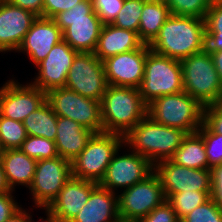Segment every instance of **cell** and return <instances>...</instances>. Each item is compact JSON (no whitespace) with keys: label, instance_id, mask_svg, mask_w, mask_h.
<instances>
[{"label":"cell","instance_id":"obj_44","mask_svg":"<svg viewBox=\"0 0 222 222\" xmlns=\"http://www.w3.org/2000/svg\"><path fill=\"white\" fill-rule=\"evenodd\" d=\"M6 222H29V214L21 207Z\"/></svg>","mask_w":222,"mask_h":222},{"label":"cell","instance_id":"obj_46","mask_svg":"<svg viewBox=\"0 0 222 222\" xmlns=\"http://www.w3.org/2000/svg\"><path fill=\"white\" fill-rule=\"evenodd\" d=\"M47 212V219H45L44 222H62L52 211H50L48 208H43ZM34 222V220L31 219V216L29 214V222ZM39 222V221H38Z\"/></svg>","mask_w":222,"mask_h":222},{"label":"cell","instance_id":"obj_31","mask_svg":"<svg viewBox=\"0 0 222 222\" xmlns=\"http://www.w3.org/2000/svg\"><path fill=\"white\" fill-rule=\"evenodd\" d=\"M146 1L147 0H125L123 7L117 14L112 25L138 33L140 17Z\"/></svg>","mask_w":222,"mask_h":222},{"label":"cell","instance_id":"obj_22","mask_svg":"<svg viewBox=\"0 0 222 222\" xmlns=\"http://www.w3.org/2000/svg\"><path fill=\"white\" fill-rule=\"evenodd\" d=\"M143 45L137 32L107 24L102 26L94 54L103 62L109 57L139 49Z\"/></svg>","mask_w":222,"mask_h":222},{"label":"cell","instance_id":"obj_15","mask_svg":"<svg viewBox=\"0 0 222 222\" xmlns=\"http://www.w3.org/2000/svg\"><path fill=\"white\" fill-rule=\"evenodd\" d=\"M149 45L120 53L103 61L108 85L139 88L145 70Z\"/></svg>","mask_w":222,"mask_h":222},{"label":"cell","instance_id":"obj_34","mask_svg":"<svg viewBox=\"0 0 222 222\" xmlns=\"http://www.w3.org/2000/svg\"><path fill=\"white\" fill-rule=\"evenodd\" d=\"M197 132L204 141L209 169L222 164V135L214 133L204 122Z\"/></svg>","mask_w":222,"mask_h":222},{"label":"cell","instance_id":"obj_3","mask_svg":"<svg viewBox=\"0 0 222 222\" xmlns=\"http://www.w3.org/2000/svg\"><path fill=\"white\" fill-rule=\"evenodd\" d=\"M186 135L182 129L162 125L146 115L124 137V143L155 165L171 159Z\"/></svg>","mask_w":222,"mask_h":222},{"label":"cell","instance_id":"obj_49","mask_svg":"<svg viewBox=\"0 0 222 222\" xmlns=\"http://www.w3.org/2000/svg\"><path fill=\"white\" fill-rule=\"evenodd\" d=\"M211 3H222V0H211Z\"/></svg>","mask_w":222,"mask_h":222},{"label":"cell","instance_id":"obj_33","mask_svg":"<svg viewBox=\"0 0 222 222\" xmlns=\"http://www.w3.org/2000/svg\"><path fill=\"white\" fill-rule=\"evenodd\" d=\"M172 15L204 18L211 0H164Z\"/></svg>","mask_w":222,"mask_h":222},{"label":"cell","instance_id":"obj_25","mask_svg":"<svg viewBox=\"0 0 222 222\" xmlns=\"http://www.w3.org/2000/svg\"><path fill=\"white\" fill-rule=\"evenodd\" d=\"M169 7L164 0H147L143 5L138 36L140 40L150 45L158 36L162 25L171 16Z\"/></svg>","mask_w":222,"mask_h":222},{"label":"cell","instance_id":"obj_16","mask_svg":"<svg viewBox=\"0 0 222 222\" xmlns=\"http://www.w3.org/2000/svg\"><path fill=\"white\" fill-rule=\"evenodd\" d=\"M46 101V92L31 83L22 85L13 80L0 89V114L6 118L23 122Z\"/></svg>","mask_w":222,"mask_h":222},{"label":"cell","instance_id":"obj_7","mask_svg":"<svg viewBox=\"0 0 222 222\" xmlns=\"http://www.w3.org/2000/svg\"><path fill=\"white\" fill-rule=\"evenodd\" d=\"M124 144V136L94 133L85 149L71 162L72 177L100 183L114 154Z\"/></svg>","mask_w":222,"mask_h":222},{"label":"cell","instance_id":"obj_4","mask_svg":"<svg viewBox=\"0 0 222 222\" xmlns=\"http://www.w3.org/2000/svg\"><path fill=\"white\" fill-rule=\"evenodd\" d=\"M204 106L185 91L163 95L147 104V116L168 127L196 133L203 125Z\"/></svg>","mask_w":222,"mask_h":222},{"label":"cell","instance_id":"obj_48","mask_svg":"<svg viewBox=\"0 0 222 222\" xmlns=\"http://www.w3.org/2000/svg\"><path fill=\"white\" fill-rule=\"evenodd\" d=\"M3 152H4V149H3L1 142H0V158H1Z\"/></svg>","mask_w":222,"mask_h":222},{"label":"cell","instance_id":"obj_10","mask_svg":"<svg viewBox=\"0 0 222 222\" xmlns=\"http://www.w3.org/2000/svg\"><path fill=\"white\" fill-rule=\"evenodd\" d=\"M117 196L119 218L134 220L147 216L167 200L161 181L154 171Z\"/></svg>","mask_w":222,"mask_h":222},{"label":"cell","instance_id":"obj_24","mask_svg":"<svg viewBox=\"0 0 222 222\" xmlns=\"http://www.w3.org/2000/svg\"><path fill=\"white\" fill-rule=\"evenodd\" d=\"M0 162L6 181L12 191L16 184L25 185L29 188L34 177L37 160L30 158L17 148L4 150Z\"/></svg>","mask_w":222,"mask_h":222},{"label":"cell","instance_id":"obj_43","mask_svg":"<svg viewBox=\"0 0 222 222\" xmlns=\"http://www.w3.org/2000/svg\"><path fill=\"white\" fill-rule=\"evenodd\" d=\"M210 55L213 59L215 69L222 83V51L213 52L210 53Z\"/></svg>","mask_w":222,"mask_h":222},{"label":"cell","instance_id":"obj_11","mask_svg":"<svg viewBox=\"0 0 222 222\" xmlns=\"http://www.w3.org/2000/svg\"><path fill=\"white\" fill-rule=\"evenodd\" d=\"M65 87L83 97L101 101L108 87L103 62L94 53L79 52L70 67Z\"/></svg>","mask_w":222,"mask_h":222},{"label":"cell","instance_id":"obj_35","mask_svg":"<svg viewBox=\"0 0 222 222\" xmlns=\"http://www.w3.org/2000/svg\"><path fill=\"white\" fill-rule=\"evenodd\" d=\"M180 222H222V210L210 197L182 218Z\"/></svg>","mask_w":222,"mask_h":222},{"label":"cell","instance_id":"obj_45","mask_svg":"<svg viewBox=\"0 0 222 222\" xmlns=\"http://www.w3.org/2000/svg\"><path fill=\"white\" fill-rule=\"evenodd\" d=\"M8 192H13V191L10 189L6 181L5 173L3 171V168L0 162V194L8 193Z\"/></svg>","mask_w":222,"mask_h":222},{"label":"cell","instance_id":"obj_9","mask_svg":"<svg viewBox=\"0 0 222 222\" xmlns=\"http://www.w3.org/2000/svg\"><path fill=\"white\" fill-rule=\"evenodd\" d=\"M46 101L57 116L76 121L94 133L103 132L100 101L83 97L66 87L46 92Z\"/></svg>","mask_w":222,"mask_h":222},{"label":"cell","instance_id":"obj_14","mask_svg":"<svg viewBox=\"0 0 222 222\" xmlns=\"http://www.w3.org/2000/svg\"><path fill=\"white\" fill-rule=\"evenodd\" d=\"M153 171L154 165L142 155L132 151L131 154L118 156L117 151L99 185L112 192L117 188L127 189L144 180Z\"/></svg>","mask_w":222,"mask_h":222},{"label":"cell","instance_id":"obj_2","mask_svg":"<svg viewBox=\"0 0 222 222\" xmlns=\"http://www.w3.org/2000/svg\"><path fill=\"white\" fill-rule=\"evenodd\" d=\"M103 132L126 136L146 115L139 89L108 85L101 101Z\"/></svg>","mask_w":222,"mask_h":222},{"label":"cell","instance_id":"obj_6","mask_svg":"<svg viewBox=\"0 0 222 222\" xmlns=\"http://www.w3.org/2000/svg\"><path fill=\"white\" fill-rule=\"evenodd\" d=\"M184 91L204 107L222 99V83L210 53L204 49L181 61Z\"/></svg>","mask_w":222,"mask_h":222},{"label":"cell","instance_id":"obj_32","mask_svg":"<svg viewBox=\"0 0 222 222\" xmlns=\"http://www.w3.org/2000/svg\"><path fill=\"white\" fill-rule=\"evenodd\" d=\"M30 158L46 160L58 157L55 141L28 135L19 148Z\"/></svg>","mask_w":222,"mask_h":222},{"label":"cell","instance_id":"obj_17","mask_svg":"<svg viewBox=\"0 0 222 222\" xmlns=\"http://www.w3.org/2000/svg\"><path fill=\"white\" fill-rule=\"evenodd\" d=\"M78 53L64 40L54 45L46 58L36 65L38 76L31 84L45 92L65 87L70 67Z\"/></svg>","mask_w":222,"mask_h":222},{"label":"cell","instance_id":"obj_8","mask_svg":"<svg viewBox=\"0 0 222 222\" xmlns=\"http://www.w3.org/2000/svg\"><path fill=\"white\" fill-rule=\"evenodd\" d=\"M138 89L146 104L163 95L184 91L181 62L151 50L147 54L143 80Z\"/></svg>","mask_w":222,"mask_h":222},{"label":"cell","instance_id":"obj_5","mask_svg":"<svg viewBox=\"0 0 222 222\" xmlns=\"http://www.w3.org/2000/svg\"><path fill=\"white\" fill-rule=\"evenodd\" d=\"M53 20L63 31V40L78 52L94 53L103 23L93 11L92 0H82Z\"/></svg>","mask_w":222,"mask_h":222},{"label":"cell","instance_id":"obj_26","mask_svg":"<svg viewBox=\"0 0 222 222\" xmlns=\"http://www.w3.org/2000/svg\"><path fill=\"white\" fill-rule=\"evenodd\" d=\"M171 160L187 168L209 169L202 136L198 132L187 134Z\"/></svg>","mask_w":222,"mask_h":222},{"label":"cell","instance_id":"obj_21","mask_svg":"<svg viewBox=\"0 0 222 222\" xmlns=\"http://www.w3.org/2000/svg\"><path fill=\"white\" fill-rule=\"evenodd\" d=\"M114 193L98 185L71 222H117L118 196Z\"/></svg>","mask_w":222,"mask_h":222},{"label":"cell","instance_id":"obj_47","mask_svg":"<svg viewBox=\"0 0 222 222\" xmlns=\"http://www.w3.org/2000/svg\"><path fill=\"white\" fill-rule=\"evenodd\" d=\"M117 222H141L140 220H134V219H123L119 218Z\"/></svg>","mask_w":222,"mask_h":222},{"label":"cell","instance_id":"obj_13","mask_svg":"<svg viewBox=\"0 0 222 222\" xmlns=\"http://www.w3.org/2000/svg\"><path fill=\"white\" fill-rule=\"evenodd\" d=\"M154 172L161 181L166 199L184 191H211V170L187 168L171 159L154 165Z\"/></svg>","mask_w":222,"mask_h":222},{"label":"cell","instance_id":"obj_42","mask_svg":"<svg viewBox=\"0 0 222 222\" xmlns=\"http://www.w3.org/2000/svg\"><path fill=\"white\" fill-rule=\"evenodd\" d=\"M11 4L29 10L37 16L42 17L44 0H7Z\"/></svg>","mask_w":222,"mask_h":222},{"label":"cell","instance_id":"obj_36","mask_svg":"<svg viewBox=\"0 0 222 222\" xmlns=\"http://www.w3.org/2000/svg\"><path fill=\"white\" fill-rule=\"evenodd\" d=\"M125 0H92L93 11L103 25L112 24Z\"/></svg>","mask_w":222,"mask_h":222},{"label":"cell","instance_id":"obj_28","mask_svg":"<svg viewBox=\"0 0 222 222\" xmlns=\"http://www.w3.org/2000/svg\"><path fill=\"white\" fill-rule=\"evenodd\" d=\"M205 49L222 51V3H211L205 16Z\"/></svg>","mask_w":222,"mask_h":222},{"label":"cell","instance_id":"obj_41","mask_svg":"<svg viewBox=\"0 0 222 222\" xmlns=\"http://www.w3.org/2000/svg\"><path fill=\"white\" fill-rule=\"evenodd\" d=\"M12 192L0 194V222H6L21 207L17 205Z\"/></svg>","mask_w":222,"mask_h":222},{"label":"cell","instance_id":"obj_18","mask_svg":"<svg viewBox=\"0 0 222 222\" xmlns=\"http://www.w3.org/2000/svg\"><path fill=\"white\" fill-rule=\"evenodd\" d=\"M37 17L29 10L0 0V52L17 51Z\"/></svg>","mask_w":222,"mask_h":222},{"label":"cell","instance_id":"obj_12","mask_svg":"<svg viewBox=\"0 0 222 222\" xmlns=\"http://www.w3.org/2000/svg\"><path fill=\"white\" fill-rule=\"evenodd\" d=\"M72 177L71 162L60 156L37 160L29 190L36 206L47 208Z\"/></svg>","mask_w":222,"mask_h":222},{"label":"cell","instance_id":"obj_30","mask_svg":"<svg viewBox=\"0 0 222 222\" xmlns=\"http://www.w3.org/2000/svg\"><path fill=\"white\" fill-rule=\"evenodd\" d=\"M27 136L23 122L0 114V142L4 150L20 148Z\"/></svg>","mask_w":222,"mask_h":222},{"label":"cell","instance_id":"obj_1","mask_svg":"<svg viewBox=\"0 0 222 222\" xmlns=\"http://www.w3.org/2000/svg\"><path fill=\"white\" fill-rule=\"evenodd\" d=\"M162 56L181 61L205 49V19L171 15L149 45Z\"/></svg>","mask_w":222,"mask_h":222},{"label":"cell","instance_id":"obj_37","mask_svg":"<svg viewBox=\"0 0 222 222\" xmlns=\"http://www.w3.org/2000/svg\"><path fill=\"white\" fill-rule=\"evenodd\" d=\"M203 122L216 134L222 135V99L204 108Z\"/></svg>","mask_w":222,"mask_h":222},{"label":"cell","instance_id":"obj_40","mask_svg":"<svg viewBox=\"0 0 222 222\" xmlns=\"http://www.w3.org/2000/svg\"><path fill=\"white\" fill-rule=\"evenodd\" d=\"M211 198L222 210V164L211 169Z\"/></svg>","mask_w":222,"mask_h":222},{"label":"cell","instance_id":"obj_19","mask_svg":"<svg viewBox=\"0 0 222 222\" xmlns=\"http://www.w3.org/2000/svg\"><path fill=\"white\" fill-rule=\"evenodd\" d=\"M63 40V31L51 18L38 16L24 36L17 51L26 52L37 65L43 61L54 45Z\"/></svg>","mask_w":222,"mask_h":222},{"label":"cell","instance_id":"obj_23","mask_svg":"<svg viewBox=\"0 0 222 222\" xmlns=\"http://www.w3.org/2000/svg\"><path fill=\"white\" fill-rule=\"evenodd\" d=\"M93 134L76 121L58 116L55 139L58 155L72 162L85 149Z\"/></svg>","mask_w":222,"mask_h":222},{"label":"cell","instance_id":"obj_20","mask_svg":"<svg viewBox=\"0 0 222 222\" xmlns=\"http://www.w3.org/2000/svg\"><path fill=\"white\" fill-rule=\"evenodd\" d=\"M98 185L94 181L71 177L47 208L62 222H71Z\"/></svg>","mask_w":222,"mask_h":222},{"label":"cell","instance_id":"obj_39","mask_svg":"<svg viewBox=\"0 0 222 222\" xmlns=\"http://www.w3.org/2000/svg\"><path fill=\"white\" fill-rule=\"evenodd\" d=\"M82 0H44L42 17L53 19L60 12L70 10Z\"/></svg>","mask_w":222,"mask_h":222},{"label":"cell","instance_id":"obj_38","mask_svg":"<svg viewBox=\"0 0 222 222\" xmlns=\"http://www.w3.org/2000/svg\"><path fill=\"white\" fill-rule=\"evenodd\" d=\"M141 222H180L172 205L166 200L163 204L154 208L147 216L140 219Z\"/></svg>","mask_w":222,"mask_h":222},{"label":"cell","instance_id":"obj_29","mask_svg":"<svg viewBox=\"0 0 222 222\" xmlns=\"http://www.w3.org/2000/svg\"><path fill=\"white\" fill-rule=\"evenodd\" d=\"M211 197V191H184L173 194L167 201L172 205L179 220L206 202Z\"/></svg>","mask_w":222,"mask_h":222},{"label":"cell","instance_id":"obj_27","mask_svg":"<svg viewBox=\"0 0 222 222\" xmlns=\"http://www.w3.org/2000/svg\"><path fill=\"white\" fill-rule=\"evenodd\" d=\"M57 119L58 116L52 111L49 103L45 101L37 110L24 119L23 125L27 135L55 141Z\"/></svg>","mask_w":222,"mask_h":222}]
</instances>
